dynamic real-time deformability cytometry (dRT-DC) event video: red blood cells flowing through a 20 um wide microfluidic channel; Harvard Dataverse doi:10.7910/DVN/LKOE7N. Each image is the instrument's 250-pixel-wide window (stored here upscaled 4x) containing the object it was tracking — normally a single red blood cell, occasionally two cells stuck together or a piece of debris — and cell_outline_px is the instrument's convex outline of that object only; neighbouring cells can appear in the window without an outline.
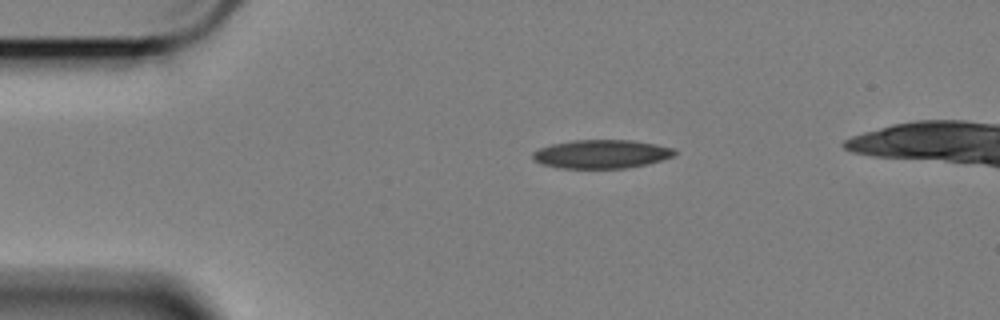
{"species": "Egyptian fruit bat (a non-hibernating species)", "species_latin": "Rousettus aegyptiacus", "temperature_condition": "cold", "stored_images_in_passage": 22, "camera_frame_rate_fps": 3000, "um_per_image_px": 0.085, "animal": {"sex": "female"}, "frame": {"image": 1, "passage_image": 1, "time_ms": 0.0, "image_size_px": [1000, 320], "cell_outline_px": [[676, 152], [672, 156], [648, 164], [624, 168], [560, 168], [540, 164], [532, 160], [532, 152], [540, 148], [552, 144], [572, 140], [632, 140], [656, 144], [672, 148]], "centroid_in_image_um": [51.07, 13.09], "position_along_channel_um": 33.9, "area_um2": 23.64}}
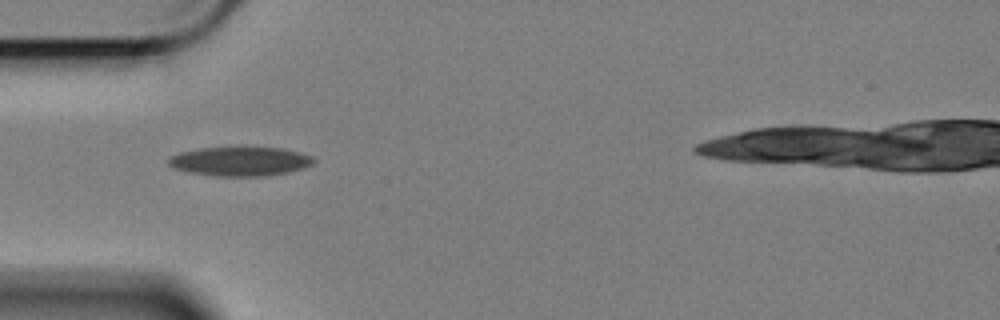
{"frame": {"image": 2, "passage_image": 7, "time_ms": 2.0, "image_size_px": [1000, 320], "cell_outline_px": [[316, 160], [312, 164], [304, 168], [288, 172], [264, 176], [216, 176], [188, 172], [172, 168], [168, 164], [168, 160], [172, 156], [180, 152], [200, 148], [280, 148], [300, 152], [312, 156]], "centroid_in_image_um": [20.41, 13.72], "position_along_channel_um": 64.6, "area_um2": 24.51}}
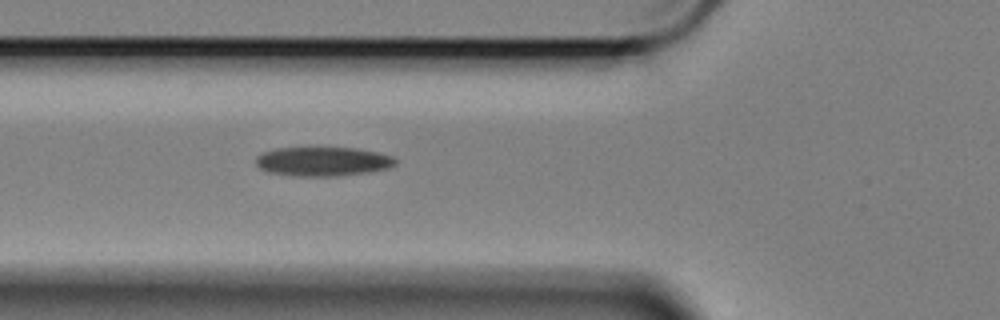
{"frame": {"image": 3, "passage_image": 10, "time_ms": 3.0, "image_size_px": [1000, 320], "cell_outline_px": [[396, 164], [388, 168], [368, 172], [340, 176], [296, 176], [268, 172], [260, 168], [256, 164], [256, 156], [264, 152], [276, 148], [356, 148], [376, 152], [392, 156], [396, 160]], "centroid_in_image_um": [27.43, 13.73], "position_along_channel_um": 98.4, "area_um2": 23.64}}